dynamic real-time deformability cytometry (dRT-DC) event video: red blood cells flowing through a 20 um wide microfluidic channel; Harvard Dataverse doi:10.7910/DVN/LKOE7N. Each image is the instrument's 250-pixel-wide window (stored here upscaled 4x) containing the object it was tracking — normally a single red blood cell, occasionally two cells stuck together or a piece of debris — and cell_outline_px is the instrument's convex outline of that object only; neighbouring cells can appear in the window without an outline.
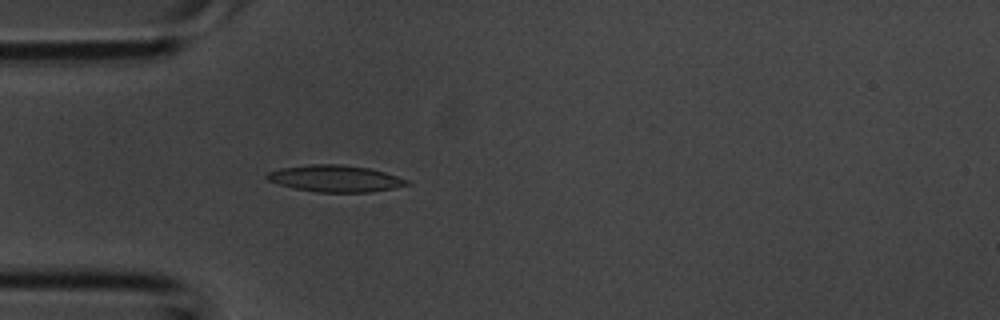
{"species": "common noctule bat (a hibernating species)", "species_latin": "Nyctalus noctula", "temperature_condition": "room temperature", "stored_images_in_passage": 4, "camera_frame_rate_fps": 3000, "um_per_image_px": 0.085, "animal": {"sex": "male", "body_mass_g": 20.1, "forearm_length_mm": 53.5}, "frame": {"image": 1, "passage_image": 4, "time_ms": 1.0, "image_size_px": [1000, 320], "cell_outline_px": [[412, 184], [372, 192], [316, 192], [296, 188], [280, 184], [268, 180], [264, 176], [268, 172], [280, 168], [308, 164], [340, 164], [372, 168], [408, 180]], "centroid_in_image_um": [28.5, 15.16], "position_along_channel_um": 56.5, "area_um2": 21.73}}